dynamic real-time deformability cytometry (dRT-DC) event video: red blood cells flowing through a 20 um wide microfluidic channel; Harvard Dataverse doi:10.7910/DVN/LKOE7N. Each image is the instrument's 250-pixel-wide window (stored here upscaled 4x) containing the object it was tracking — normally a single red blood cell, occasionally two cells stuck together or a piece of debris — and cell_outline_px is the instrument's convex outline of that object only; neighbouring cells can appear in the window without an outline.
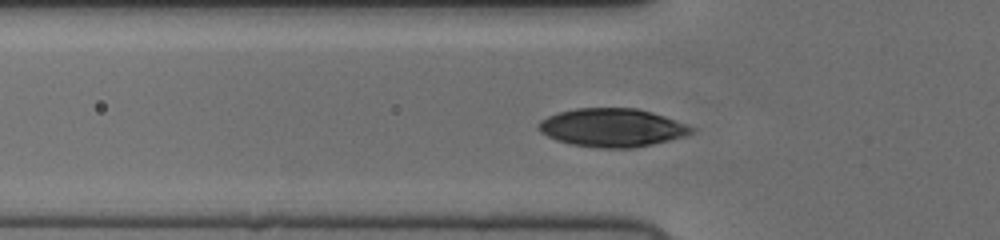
{"species": "human", "species_latin": "Homo sapiens", "temperature_condition": "cold", "stored_images_in_passage": 34, "camera_frame_rate_fps": 3000, "um_per_image_px": 0.085, "donor": {"sex": "female"}, "frame": {"image": 1, "passage_image": 2, "time_ms": 0.333, "image_size_px": [1000, 240], "cell_outline_px": [[696, 128], [688, 136], [672, 140], [636, 148], [596, 148], [572, 144], [556, 140], [540, 132], [536, 128], [536, 124], [540, 120], [548, 116], [560, 112], [576, 108], [636, 108], [652, 112], [664, 116]], "centroid_in_image_um": [52.03, 10.86], "position_along_channel_um": 73.8, "area_um2": 34.45}}
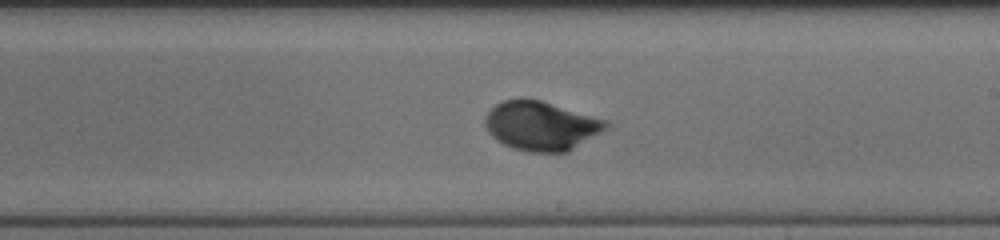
{"frame": {"image": 2, "passage_image": 15, "time_ms": 4.667, "image_size_px": [1000, 240], "cell_outline_px": [[612, 124], [608, 128], [568, 152], [528, 152], [512, 148], [504, 144], [492, 136], [488, 132], [484, 124], [484, 116], [496, 104], [504, 100], [540, 100], [608, 120]], "centroid_in_image_um": [46.02, 10.71], "position_along_channel_um": 243.0, "area_um2": 34.51}}
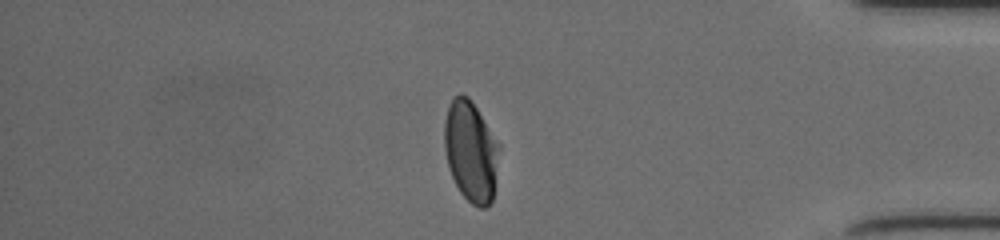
{"frame": {"image": 3, "passage_image": 29, "time_ms": 9.333, "image_size_px": [1000, 240], "cell_outline_px": [[500, 148], [492, 200], [488, 208], [480, 208], [472, 204], [460, 192], [452, 176], [448, 164], [444, 148], [444, 120], [452, 96], [460, 92], [468, 96], [500, 144]], "centroid_in_image_um": [40.01, 12.84], "position_along_channel_um": 395.2, "area_um2": 32.25}}